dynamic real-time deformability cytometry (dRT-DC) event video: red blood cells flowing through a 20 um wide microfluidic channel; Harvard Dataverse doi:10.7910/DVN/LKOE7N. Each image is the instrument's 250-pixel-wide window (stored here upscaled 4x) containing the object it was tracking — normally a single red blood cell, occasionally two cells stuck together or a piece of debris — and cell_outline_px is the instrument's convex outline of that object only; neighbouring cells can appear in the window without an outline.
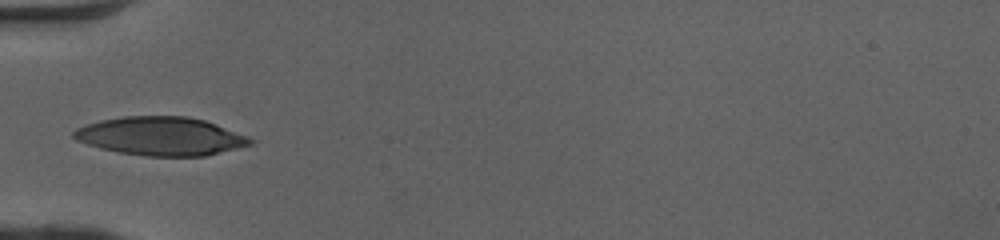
{"species": "human", "species_latin": "Homo sapiens", "temperature_condition": "cold", "stored_images_in_passage": 28, "camera_frame_rate_fps": 3000, "um_per_image_px": 0.085, "donor": {"sex": "female"}, "frame": {"image": 1, "passage_image": 1, "time_ms": 0.0, "image_size_px": [1000, 240], "cell_outline_px": [[256, 140], [252, 144], [204, 156], [144, 156], [120, 152], [100, 148], [76, 140], [72, 136], [72, 132], [76, 128], [100, 120], [124, 116], [188, 116], [204, 120], [216, 124], [248, 136]], "centroid_in_image_um": [13.67, 11.57], "position_along_channel_um": 71.3, "area_um2": 39.48}}
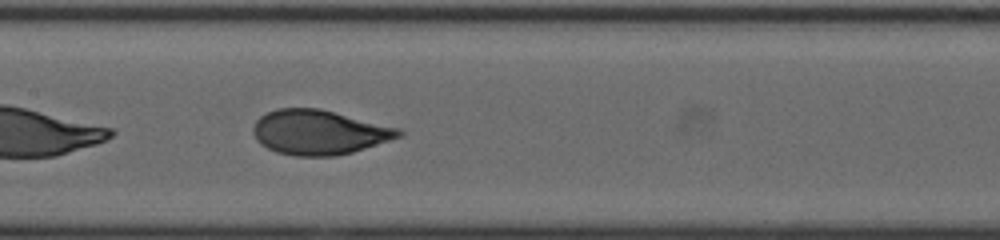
{"frame": {"image": 2, "passage_image": 9, "time_ms": 2.667, "image_size_px": [1000, 240], "cell_outline_px": [[404, 136], [352, 152], [336, 156], [296, 156], [276, 152], [260, 144], [256, 140], [252, 132], [252, 128], [256, 120], [260, 116], [276, 108], [320, 108], [400, 128], [404, 132]], "centroid_in_image_um": [27.12, 11.24], "position_along_channel_um": 180.3, "area_um2": 38.15}}
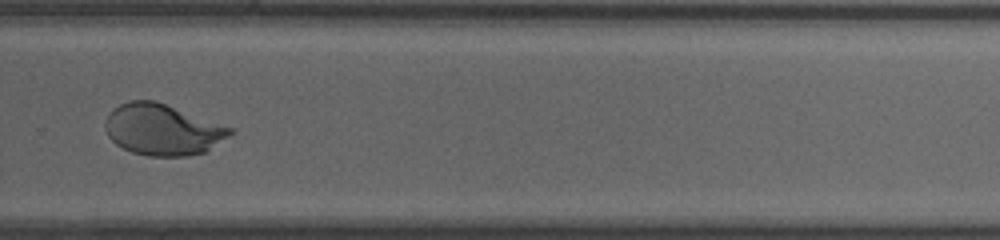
{"frame": {"image": 3, "passage_image": 19, "time_ms": 6.0, "image_size_px": [1000, 240], "cell_outline_px": [[236, 132], [204, 152], [188, 156], [148, 156], [132, 152], [116, 144], [108, 136], [104, 124], [112, 108], [128, 100], [156, 100], [236, 128]], "centroid_in_image_um": [13.86, 11.0], "position_along_channel_um": 315.9, "area_um2": 37.63}, "authors_computed_cell_mechanics": {"area_um2": 37.9746, "velocity_mm_per_s": 4.0858, "shape_relaxation_time_tau1_ms": 4.3531, "shape_relaxation_time_tau2_ms": null, "deformation_change_tau1": 0.2242, "deformation_change_tau2": null}}